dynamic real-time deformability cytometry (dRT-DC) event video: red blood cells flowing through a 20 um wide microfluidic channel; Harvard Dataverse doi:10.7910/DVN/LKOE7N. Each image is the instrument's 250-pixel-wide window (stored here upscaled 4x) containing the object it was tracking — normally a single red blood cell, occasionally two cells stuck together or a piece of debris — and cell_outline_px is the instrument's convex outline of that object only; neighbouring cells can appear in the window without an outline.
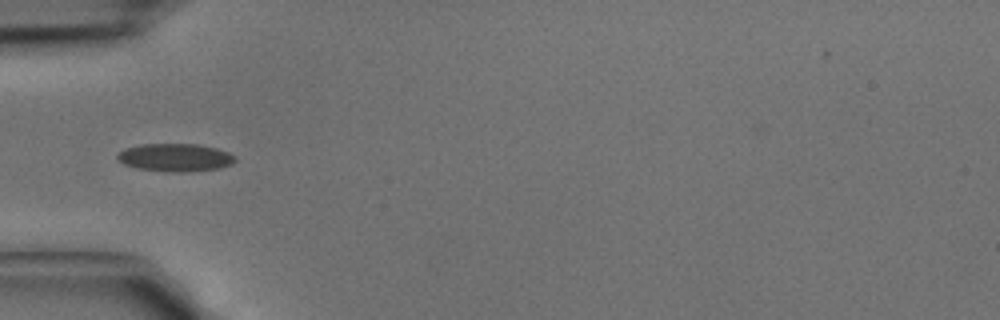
{"species": "common noctule bat (a hibernating species)", "species_latin": "Nyctalus noctula", "temperature_condition": "cold", "stored_images_in_passage": 42, "camera_frame_rate_fps": 3000, "um_per_image_px": 0.085, "animal": {"sex": "male", "body_mass_g": 15.6}, "frame": {"image": 1, "passage_image": 13, "time_ms": 4.0, "image_size_px": [1000, 320], "cell_outline_px": [[236, 160], [232, 164], [216, 168], [180, 172], [168, 172], [136, 168], [124, 164], [116, 156], [124, 148], [140, 144], [196, 144], [216, 148], [228, 152], [236, 156]], "centroid_in_image_um": [14.88, 13.38], "position_along_channel_um": 70.1, "area_um2": 19.02}}
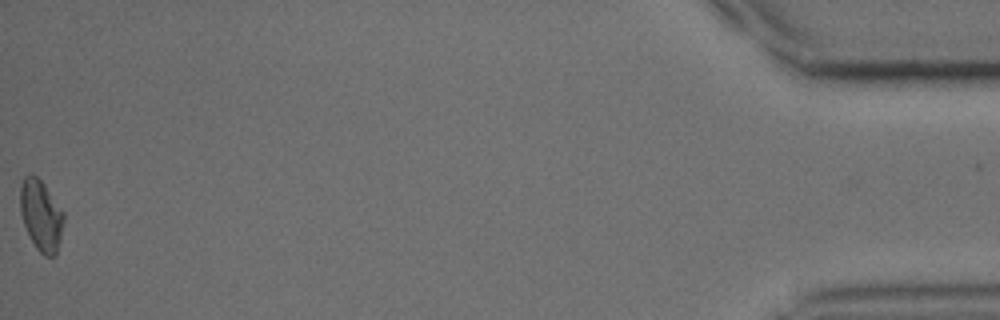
{"frame": {"image": 2, "passage_image": 42, "time_ms": 13.667, "image_size_px": [1000, 320], "cell_outline_px": [[64, 220], [60, 240], [56, 256], [44, 256], [36, 248], [24, 224], [20, 212], [20, 184], [24, 176], [32, 172], [44, 184], [64, 212]], "centroid_in_image_um": [3.49, 18.28], "position_along_channel_um": 431.7, "area_um2": 18.03}}